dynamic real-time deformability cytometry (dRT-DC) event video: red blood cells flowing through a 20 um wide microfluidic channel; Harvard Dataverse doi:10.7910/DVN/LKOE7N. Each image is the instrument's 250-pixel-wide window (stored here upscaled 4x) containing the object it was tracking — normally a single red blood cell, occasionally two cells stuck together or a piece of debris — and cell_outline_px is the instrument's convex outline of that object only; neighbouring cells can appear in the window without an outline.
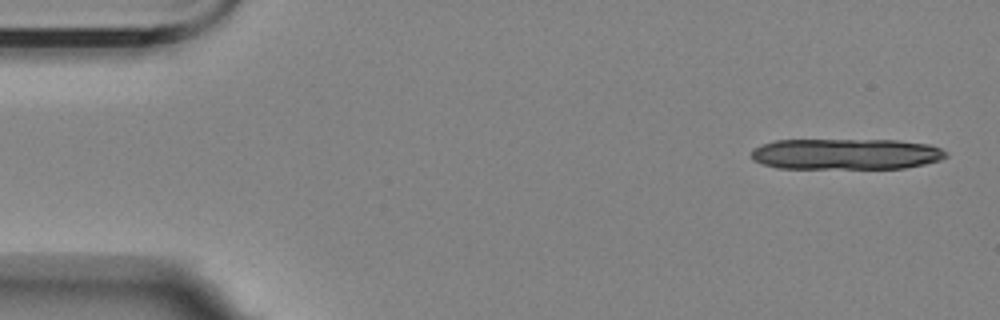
{"species": "Egyptian fruit bat (a non-hibernating species)", "species_latin": "Rousettus aegyptiacus", "temperature_condition": "room temperature", "stored_images_in_passage": 5, "camera_frame_rate_fps": 3000, "um_per_image_px": 0.085, "animal": {"sex": "female"}, "frame": {"image": 1, "passage_image": 1, "time_ms": 0.0, "image_size_px": [1000, 320], "cell_outline_px": [[948, 156], [940, 160], [924, 164], [904, 168], [780, 168], [764, 164], [752, 160], [752, 148], [760, 144], [776, 140], [896, 140], [928, 144], [940, 148], [948, 152]], "centroid_in_image_um": [71.91, 13.09], "position_along_channel_um": 13.1, "area_um2": 35.2}}
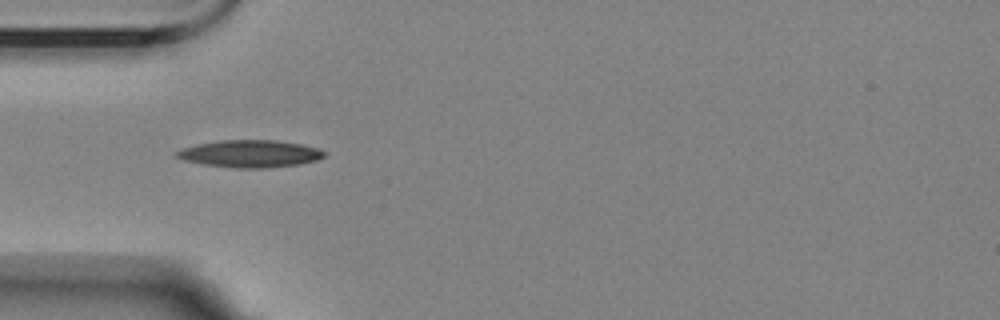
{"frame": {"image": 2, "passage_image": 4, "time_ms": 5.0, "image_size_px": [1000, 320], "cell_outline_px": [[324, 156], [316, 160], [300, 164], [268, 168], [236, 168], [204, 164], [184, 160], [176, 156], [176, 152], [180, 148], [196, 144], [220, 140], [276, 140], [300, 144], [320, 148], [324, 152]], "centroid_in_image_um": [21.25, 13.06], "position_along_channel_um": 63.8, "area_um2": 23.47}}
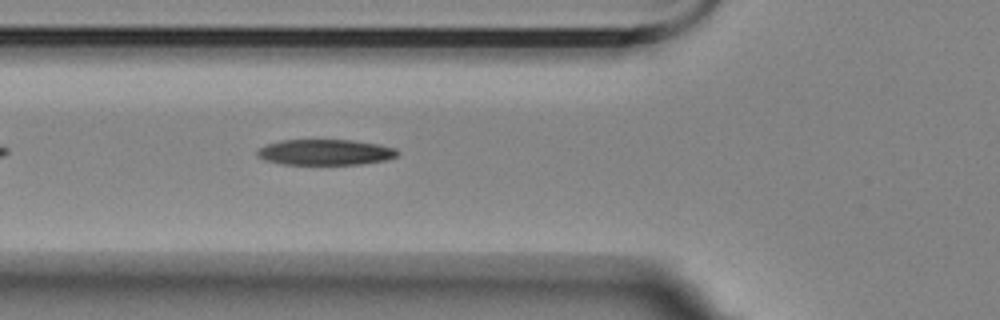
{"frame": {"image": 3, "passage_image": 5, "time_ms": 6.0, "image_size_px": [1000, 320], "cell_outline_px": [[400, 152], [396, 156], [384, 160], [360, 164], [284, 164], [264, 160], [256, 156], [256, 152], [260, 148], [268, 144], [280, 140], [352, 140], [380, 144], [396, 148]], "centroid_in_image_um": [27.65, 12.93], "position_along_channel_um": 98.1, "area_um2": 20.98}}